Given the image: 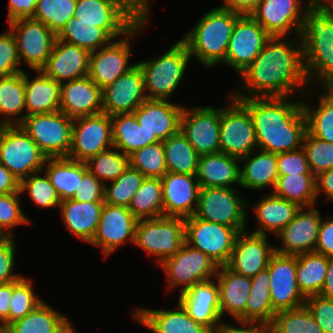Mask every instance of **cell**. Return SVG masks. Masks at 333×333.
<instances>
[{
    "label": "cell",
    "instance_id": "53",
    "mask_svg": "<svg viewBox=\"0 0 333 333\" xmlns=\"http://www.w3.org/2000/svg\"><path fill=\"white\" fill-rule=\"evenodd\" d=\"M42 171L31 174L30 176L19 181V192H27L35 205L40 208L59 207L61 199L51 184L47 174ZM41 176H40V175ZM44 175V176H43Z\"/></svg>",
    "mask_w": 333,
    "mask_h": 333
},
{
    "label": "cell",
    "instance_id": "56",
    "mask_svg": "<svg viewBox=\"0 0 333 333\" xmlns=\"http://www.w3.org/2000/svg\"><path fill=\"white\" fill-rule=\"evenodd\" d=\"M302 148L305 150L311 172L317 176L333 168V143L305 133Z\"/></svg>",
    "mask_w": 333,
    "mask_h": 333
},
{
    "label": "cell",
    "instance_id": "27",
    "mask_svg": "<svg viewBox=\"0 0 333 333\" xmlns=\"http://www.w3.org/2000/svg\"><path fill=\"white\" fill-rule=\"evenodd\" d=\"M60 111L74 119L102 110V89L88 76L60 83Z\"/></svg>",
    "mask_w": 333,
    "mask_h": 333
},
{
    "label": "cell",
    "instance_id": "20",
    "mask_svg": "<svg viewBox=\"0 0 333 333\" xmlns=\"http://www.w3.org/2000/svg\"><path fill=\"white\" fill-rule=\"evenodd\" d=\"M138 219L128 207L104 203L96 233L90 244L100 247L105 257L122 244L135 242Z\"/></svg>",
    "mask_w": 333,
    "mask_h": 333
},
{
    "label": "cell",
    "instance_id": "9",
    "mask_svg": "<svg viewBox=\"0 0 333 333\" xmlns=\"http://www.w3.org/2000/svg\"><path fill=\"white\" fill-rule=\"evenodd\" d=\"M46 159L20 125L0 126V163L19 181L42 171Z\"/></svg>",
    "mask_w": 333,
    "mask_h": 333
},
{
    "label": "cell",
    "instance_id": "10",
    "mask_svg": "<svg viewBox=\"0 0 333 333\" xmlns=\"http://www.w3.org/2000/svg\"><path fill=\"white\" fill-rule=\"evenodd\" d=\"M19 125L47 158L68 157L73 119L62 111L28 115Z\"/></svg>",
    "mask_w": 333,
    "mask_h": 333
},
{
    "label": "cell",
    "instance_id": "46",
    "mask_svg": "<svg viewBox=\"0 0 333 333\" xmlns=\"http://www.w3.org/2000/svg\"><path fill=\"white\" fill-rule=\"evenodd\" d=\"M167 172L196 175L200 155L179 131L163 141Z\"/></svg>",
    "mask_w": 333,
    "mask_h": 333
},
{
    "label": "cell",
    "instance_id": "25",
    "mask_svg": "<svg viewBox=\"0 0 333 333\" xmlns=\"http://www.w3.org/2000/svg\"><path fill=\"white\" fill-rule=\"evenodd\" d=\"M161 182L165 217L185 219L195 215L200 190L196 175L167 172Z\"/></svg>",
    "mask_w": 333,
    "mask_h": 333
},
{
    "label": "cell",
    "instance_id": "30",
    "mask_svg": "<svg viewBox=\"0 0 333 333\" xmlns=\"http://www.w3.org/2000/svg\"><path fill=\"white\" fill-rule=\"evenodd\" d=\"M177 309H147L137 307L134 319L153 333H212L204 325L195 322L178 302Z\"/></svg>",
    "mask_w": 333,
    "mask_h": 333
},
{
    "label": "cell",
    "instance_id": "49",
    "mask_svg": "<svg viewBox=\"0 0 333 333\" xmlns=\"http://www.w3.org/2000/svg\"><path fill=\"white\" fill-rule=\"evenodd\" d=\"M144 179L145 176L140 171L129 165L110 185L108 182L104 184V203L129 208Z\"/></svg>",
    "mask_w": 333,
    "mask_h": 333
},
{
    "label": "cell",
    "instance_id": "19",
    "mask_svg": "<svg viewBox=\"0 0 333 333\" xmlns=\"http://www.w3.org/2000/svg\"><path fill=\"white\" fill-rule=\"evenodd\" d=\"M270 274V293L273 310H290L305 305L296 279L297 256L274 252L266 268Z\"/></svg>",
    "mask_w": 333,
    "mask_h": 333
},
{
    "label": "cell",
    "instance_id": "8",
    "mask_svg": "<svg viewBox=\"0 0 333 333\" xmlns=\"http://www.w3.org/2000/svg\"><path fill=\"white\" fill-rule=\"evenodd\" d=\"M149 16L146 14L122 39L90 52L88 77L101 89L113 83L136 65V63H129L132 50L130 41L134 42L139 31L146 27L149 23Z\"/></svg>",
    "mask_w": 333,
    "mask_h": 333
},
{
    "label": "cell",
    "instance_id": "45",
    "mask_svg": "<svg viewBox=\"0 0 333 333\" xmlns=\"http://www.w3.org/2000/svg\"><path fill=\"white\" fill-rule=\"evenodd\" d=\"M57 38L93 52L115 40L104 28L93 23L80 22L72 17L57 35Z\"/></svg>",
    "mask_w": 333,
    "mask_h": 333
},
{
    "label": "cell",
    "instance_id": "35",
    "mask_svg": "<svg viewBox=\"0 0 333 333\" xmlns=\"http://www.w3.org/2000/svg\"><path fill=\"white\" fill-rule=\"evenodd\" d=\"M300 208L296 203L278 197L272 192L269 193L262 197L255 207L253 206L255 219L259 226L252 233L266 236V233L271 232L276 236L294 219Z\"/></svg>",
    "mask_w": 333,
    "mask_h": 333
},
{
    "label": "cell",
    "instance_id": "71",
    "mask_svg": "<svg viewBox=\"0 0 333 333\" xmlns=\"http://www.w3.org/2000/svg\"><path fill=\"white\" fill-rule=\"evenodd\" d=\"M135 1L147 14H150V0H133Z\"/></svg>",
    "mask_w": 333,
    "mask_h": 333
},
{
    "label": "cell",
    "instance_id": "54",
    "mask_svg": "<svg viewBox=\"0 0 333 333\" xmlns=\"http://www.w3.org/2000/svg\"><path fill=\"white\" fill-rule=\"evenodd\" d=\"M32 279L24 275L12 282V298L9 309V324L22 319L44 301L34 293Z\"/></svg>",
    "mask_w": 333,
    "mask_h": 333
},
{
    "label": "cell",
    "instance_id": "59",
    "mask_svg": "<svg viewBox=\"0 0 333 333\" xmlns=\"http://www.w3.org/2000/svg\"><path fill=\"white\" fill-rule=\"evenodd\" d=\"M305 306L313 315L323 333H333V300L320 295L309 296Z\"/></svg>",
    "mask_w": 333,
    "mask_h": 333
},
{
    "label": "cell",
    "instance_id": "63",
    "mask_svg": "<svg viewBox=\"0 0 333 333\" xmlns=\"http://www.w3.org/2000/svg\"><path fill=\"white\" fill-rule=\"evenodd\" d=\"M36 3L37 0H9L8 23L21 18H32Z\"/></svg>",
    "mask_w": 333,
    "mask_h": 333
},
{
    "label": "cell",
    "instance_id": "58",
    "mask_svg": "<svg viewBox=\"0 0 333 333\" xmlns=\"http://www.w3.org/2000/svg\"><path fill=\"white\" fill-rule=\"evenodd\" d=\"M279 176L314 175L311 172L306 152L303 148L277 154Z\"/></svg>",
    "mask_w": 333,
    "mask_h": 333
},
{
    "label": "cell",
    "instance_id": "72",
    "mask_svg": "<svg viewBox=\"0 0 333 333\" xmlns=\"http://www.w3.org/2000/svg\"><path fill=\"white\" fill-rule=\"evenodd\" d=\"M0 333H10L9 330L5 327H0Z\"/></svg>",
    "mask_w": 333,
    "mask_h": 333
},
{
    "label": "cell",
    "instance_id": "60",
    "mask_svg": "<svg viewBox=\"0 0 333 333\" xmlns=\"http://www.w3.org/2000/svg\"><path fill=\"white\" fill-rule=\"evenodd\" d=\"M16 243L13 237L0 239V285L13 282L22 276L13 273L15 268Z\"/></svg>",
    "mask_w": 333,
    "mask_h": 333
},
{
    "label": "cell",
    "instance_id": "28",
    "mask_svg": "<svg viewBox=\"0 0 333 333\" xmlns=\"http://www.w3.org/2000/svg\"><path fill=\"white\" fill-rule=\"evenodd\" d=\"M90 52L74 44L56 39L51 55L40 69L56 82L88 76Z\"/></svg>",
    "mask_w": 333,
    "mask_h": 333
},
{
    "label": "cell",
    "instance_id": "5",
    "mask_svg": "<svg viewBox=\"0 0 333 333\" xmlns=\"http://www.w3.org/2000/svg\"><path fill=\"white\" fill-rule=\"evenodd\" d=\"M190 59L187 46L178 40L161 56L136 62L143 74L147 99H171L185 75Z\"/></svg>",
    "mask_w": 333,
    "mask_h": 333
},
{
    "label": "cell",
    "instance_id": "24",
    "mask_svg": "<svg viewBox=\"0 0 333 333\" xmlns=\"http://www.w3.org/2000/svg\"><path fill=\"white\" fill-rule=\"evenodd\" d=\"M321 220V213L315 206L300 208L294 219L275 236L282 244L275 246V251L295 256L315 252Z\"/></svg>",
    "mask_w": 333,
    "mask_h": 333
},
{
    "label": "cell",
    "instance_id": "34",
    "mask_svg": "<svg viewBox=\"0 0 333 333\" xmlns=\"http://www.w3.org/2000/svg\"><path fill=\"white\" fill-rule=\"evenodd\" d=\"M240 161L244 162L243 168H240L241 187L263 190L268 186L274 189L279 176L276 153L256 149Z\"/></svg>",
    "mask_w": 333,
    "mask_h": 333
},
{
    "label": "cell",
    "instance_id": "44",
    "mask_svg": "<svg viewBox=\"0 0 333 333\" xmlns=\"http://www.w3.org/2000/svg\"><path fill=\"white\" fill-rule=\"evenodd\" d=\"M272 193L278 197L296 203L301 208L314 207L317 199L315 175L278 176Z\"/></svg>",
    "mask_w": 333,
    "mask_h": 333
},
{
    "label": "cell",
    "instance_id": "3",
    "mask_svg": "<svg viewBox=\"0 0 333 333\" xmlns=\"http://www.w3.org/2000/svg\"><path fill=\"white\" fill-rule=\"evenodd\" d=\"M299 37L309 85L333 87V6H310Z\"/></svg>",
    "mask_w": 333,
    "mask_h": 333
},
{
    "label": "cell",
    "instance_id": "40",
    "mask_svg": "<svg viewBox=\"0 0 333 333\" xmlns=\"http://www.w3.org/2000/svg\"><path fill=\"white\" fill-rule=\"evenodd\" d=\"M0 114L6 116L0 126L19 125L26 117L25 71L0 77Z\"/></svg>",
    "mask_w": 333,
    "mask_h": 333
},
{
    "label": "cell",
    "instance_id": "69",
    "mask_svg": "<svg viewBox=\"0 0 333 333\" xmlns=\"http://www.w3.org/2000/svg\"><path fill=\"white\" fill-rule=\"evenodd\" d=\"M320 296L333 300V258H328V269Z\"/></svg>",
    "mask_w": 333,
    "mask_h": 333
},
{
    "label": "cell",
    "instance_id": "4",
    "mask_svg": "<svg viewBox=\"0 0 333 333\" xmlns=\"http://www.w3.org/2000/svg\"><path fill=\"white\" fill-rule=\"evenodd\" d=\"M241 14L216 7L203 14L196 25L180 40L187 46L191 58L212 68L224 63L230 37Z\"/></svg>",
    "mask_w": 333,
    "mask_h": 333
},
{
    "label": "cell",
    "instance_id": "15",
    "mask_svg": "<svg viewBox=\"0 0 333 333\" xmlns=\"http://www.w3.org/2000/svg\"><path fill=\"white\" fill-rule=\"evenodd\" d=\"M20 64L22 62L32 70H40L51 55L57 35L45 24L32 18H21L9 22Z\"/></svg>",
    "mask_w": 333,
    "mask_h": 333
},
{
    "label": "cell",
    "instance_id": "14",
    "mask_svg": "<svg viewBox=\"0 0 333 333\" xmlns=\"http://www.w3.org/2000/svg\"><path fill=\"white\" fill-rule=\"evenodd\" d=\"M169 288L181 286L180 293L194 284L215 278L218 266L205 253L183 243L181 249L160 264ZM183 285V286H182Z\"/></svg>",
    "mask_w": 333,
    "mask_h": 333
},
{
    "label": "cell",
    "instance_id": "39",
    "mask_svg": "<svg viewBox=\"0 0 333 333\" xmlns=\"http://www.w3.org/2000/svg\"><path fill=\"white\" fill-rule=\"evenodd\" d=\"M86 170L85 162L58 157L46 159L43 173L47 174L62 201L73 198Z\"/></svg>",
    "mask_w": 333,
    "mask_h": 333
},
{
    "label": "cell",
    "instance_id": "48",
    "mask_svg": "<svg viewBox=\"0 0 333 333\" xmlns=\"http://www.w3.org/2000/svg\"><path fill=\"white\" fill-rule=\"evenodd\" d=\"M269 327L270 333H323L305 305L277 312Z\"/></svg>",
    "mask_w": 333,
    "mask_h": 333
},
{
    "label": "cell",
    "instance_id": "66",
    "mask_svg": "<svg viewBox=\"0 0 333 333\" xmlns=\"http://www.w3.org/2000/svg\"><path fill=\"white\" fill-rule=\"evenodd\" d=\"M317 198L321 193L327 200L333 201V168L316 176Z\"/></svg>",
    "mask_w": 333,
    "mask_h": 333
},
{
    "label": "cell",
    "instance_id": "26",
    "mask_svg": "<svg viewBox=\"0 0 333 333\" xmlns=\"http://www.w3.org/2000/svg\"><path fill=\"white\" fill-rule=\"evenodd\" d=\"M178 302L195 322L204 325L211 332L223 324L219 288L211 279L196 283L180 293Z\"/></svg>",
    "mask_w": 333,
    "mask_h": 333
},
{
    "label": "cell",
    "instance_id": "6",
    "mask_svg": "<svg viewBox=\"0 0 333 333\" xmlns=\"http://www.w3.org/2000/svg\"><path fill=\"white\" fill-rule=\"evenodd\" d=\"M146 14L133 0H77L74 17L104 28L115 39L126 35Z\"/></svg>",
    "mask_w": 333,
    "mask_h": 333
},
{
    "label": "cell",
    "instance_id": "65",
    "mask_svg": "<svg viewBox=\"0 0 333 333\" xmlns=\"http://www.w3.org/2000/svg\"><path fill=\"white\" fill-rule=\"evenodd\" d=\"M12 298V282L0 285V327L9 325V309Z\"/></svg>",
    "mask_w": 333,
    "mask_h": 333
},
{
    "label": "cell",
    "instance_id": "38",
    "mask_svg": "<svg viewBox=\"0 0 333 333\" xmlns=\"http://www.w3.org/2000/svg\"><path fill=\"white\" fill-rule=\"evenodd\" d=\"M113 147L126 155L149 144L159 142L136 119L134 113L111 116Z\"/></svg>",
    "mask_w": 333,
    "mask_h": 333
},
{
    "label": "cell",
    "instance_id": "2",
    "mask_svg": "<svg viewBox=\"0 0 333 333\" xmlns=\"http://www.w3.org/2000/svg\"><path fill=\"white\" fill-rule=\"evenodd\" d=\"M236 99L249 110L259 150L278 154L302 148L306 119L301 101L292 102L291 97Z\"/></svg>",
    "mask_w": 333,
    "mask_h": 333
},
{
    "label": "cell",
    "instance_id": "1",
    "mask_svg": "<svg viewBox=\"0 0 333 333\" xmlns=\"http://www.w3.org/2000/svg\"><path fill=\"white\" fill-rule=\"evenodd\" d=\"M298 39L299 42L292 39V43L291 38L288 41L284 36H271L255 60L240 74L246 94L235 91L231 96L293 97L298 93L304 95L306 87L308 94L310 85L304 68L303 45L299 36Z\"/></svg>",
    "mask_w": 333,
    "mask_h": 333
},
{
    "label": "cell",
    "instance_id": "7",
    "mask_svg": "<svg viewBox=\"0 0 333 333\" xmlns=\"http://www.w3.org/2000/svg\"><path fill=\"white\" fill-rule=\"evenodd\" d=\"M184 242V218L164 216L138 220L134 245L156 257L158 265L174 256Z\"/></svg>",
    "mask_w": 333,
    "mask_h": 333
},
{
    "label": "cell",
    "instance_id": "12",
    "mask_svg": "<svg viewBox=\"0 0 333 333\" xmlns=\"http://www.w3.org/2000/svg\"><path fill=\"white\" fill-rule=\"evenodd\" d=\"M229 101L220 112V152L241 159L258 149L254 123L238 99L231 96Z\"/></svg>",
    "mask_w": 333,
    "mask_h": 333
},
{
    "label": "cell",
    "instance_id": "22",
    "mask_svg": "<svg viewBox=\"0 0 333 333\" xmlns=\"http://www.w3.org/2000/svg\"><path fill=\"white\" fill-rule=\"evenodd\" d=\"M274 252L275 246L269 244L267 235L249 234V230H245L238 233L225 266L235 273L252 278L268 267Z\"/></svg>",
    "mask_w": 333,
    "mask_h": 333
},
{
    "label": "cell",
    "instance_id": "55",
    "mask_svg": "<svg viewBox=\"0 0 333 333\" xmlns=\"http://www.w3.org/2000/svg\"><path fill=\"white\" fill-rule=\"evenodd\" d=\"M20 192L0 195V235L13 237L16 226L29 224L31 221L22 211Z\"/></svg>",
    "mask_w": 333,
    "mask_h": 333
},
{
    "label": "cell",
    "instance_id": "13",
    "mask_svg": "<svg viewBox=\"0 0 333 333\" xmlns=\"http://www.w3.org/2000/svg\"><path fill=\"white\" fill-rule=\"evenodd\" d=\"M185 242L209 256L219 266L230 258L238 231L229 226L197 218H185Z\"/></svg>",
    "mask_w": 333,
    "mask_h": 333
},
{
    "label": "cell",
    "instance_id": "62",
    "mask_svg": "<svg viewBox=\"0 0 333 333\" xmlns=\"http://www.w3.org/2000/svg\"><path fill=\"white\" fill-rule=\"evenodd\" d=\"M321 220L315 252L333 258V216Z\"/></svg>",
    "mask_w": 333,
    "mask_h": 333
},
{
    "label": "cell",
    "instance_id": "21",
    "mask_svg": "<svg viewBox=\"0 0 333 333\" xmlns=\"http://www.w3.org/2000/svg\"><path fill=\"white\" fill-rule=\"evenodd\" d=\"M302 0H260L250 14L270 36H284L289 32L300 35L305 11L310 7Z\"/></svg>",
    "mask_w": 333,
    "mask_h": 333
},
{
    "label": "cell",
    "instance_id": "37",
    "mask_svg": "<svg viewBox=\"0 0 333 333\" xmlns=\"http://www.w3.org/2000/svg\"><path fill=\"white\" fill-rule=\"evenodd\" d=\"M6 328L10 333H76L71 321L45 301Z\"/></svg>",
    "mask_w": 333,
    "mask_h": 333
},
{
    "label": "cell",
    "instance_id": "42",
    "mask_svg": "<svg viewBox=\"0 0 333 333\" xmlns=\"http://www.w3.org/2000/svg\"><path fill=\"white\" fill-rule=\"evenodd\" d=\"M320 88L324 93L320 96L317 107L302 102L306 132L320 140L333 143V87Z\"/></svg>",
    "mask_w": 333,
    "mask_h": 333
},
{
    "label": "cell",
    "instance_id": "29",
    "mask_svg": "<svg viewBox=\"0 0 333 333\" xmlns=\"http://www.w3.org/2000/svg\"><path fill=\"white\" fill-rule=\"evenodd\" d=\"M183 108L169 100L146 99L133 113L140 125L163 142L180 131Z\"/></svg>",
    "mask_w": 333,
    "mask_h": 333
},
{
    "label": "cell",
    "instance_id": "18",
    "mask_svg": "<svg viewBox=\"0 0 333 333\" xmlns=\"http://www.w3.org/2000/svg\"><path fill=\"white\" fill-rule=\"evenodd\" d=\"M220 112L211 106L183 108L180 131L200 156L220 152Z\"/></svg>",
    "mask_w": 333,
    "mask_h": 333
},
{
    "label": "cell",
    "instance_id": "50",
    "mask_svg": "<svg viewBox=\"0 0 333 333\" xmlns=\"http://www.w3.org/2000/svg\"><path fill=\"white\" fill-rule=\"evenodd\" d=\"M77 0H37L32 19L42 22L56 35L74 17Z\"/></svg>",
    "mask_w": 333,
    "mask_h": 333
},
{
    "label": "cell",
    "instance_id": "17",
    "mask_svg": "<svg viewBox=\"0 0 333 333\" xmlns=\"http://www.w3.org/2000/svg\"><path fill=\"white\" fill-rule=\"evenodd\" d=\"M270 34L251 16L241 15L235 22L224 63L239 75L259 55Z\"/></svg>",
    "mask_w": 333,
    "mask_h": 333
},
{
    "label": "cell",
    "instance_id": "68",
    "mask_svg": "<svg viewBox=\"0 0 333 333\" xmlns=\"http://www.w3.org/2000/svg\"><path fill=\"white\" fill-rule=\"evenodd\" d=\"M19 191V180L0 163V195Z\"/></svg>",
    "mask_w": 333,
    "mask_h": 333
},
{
    "label": "cell",
    "instance_id": "43",
    "mask_svg": "<svg viewBox=\"0 0 333 333\" xmlns=\"http://www.w3.org/2000/svg\"><path fill=\"white\" fill-rule=\"evenodd\" d=\"M252 285L245 309V322L270 325L276 312L270 293V274L267 269L251 278Z\"/></svg>",
    "mask_w": 333,
    "mask_h": 333
},
{
    "label": "cell",
    "instance_id": "16",
    "mask_svg": "<svg viewBox=\"0 0 333 333\" xmlns=\"http://www.w3.org/2000/svg\"><path fill=\"white\" fill-rule=\"evenodd\" d=\"M113 147L111 116L106 113L73 119L68 158L86 162Z\"/></svg>",
    "mask_w": 333,
    "mask_h": 333
},
{
    "label": "cell",
    "instance_id": "33",
    "mask_svg": "<svg viewBox=\"0 0 333 333\" xmlns=\"http://www.w3.org/2000/svg\"><path fill=\"white\" fill-rule=\"evenodd\" d=\"M103 206L104 203L79 202L70 198L62 200L59 208L71 236L90 243L96 233Z\"/></svg>",
    "mask_w": 333,
    "mask_h": 333
},
{
    "label": "cell",
    "instance_id": "64",
    "mask_svg": "<svg viewBox=\"0 0 333 333\" xmlns=\"http://www.w3.org/2000/svg\"><path fill=\"white\" fill-rule=\"evenodd\" d=\"M240 326H231L226 322L212 333H270L269 325L263 323L240 322Z\"/></svg>",
    "mask_w": 333,
    "mask_h": 333
},
{
    "label": "cell",
    "instance_id": "32",
    "mask_svg": "<svg viewBox=\"0 0 333 333\" xmlns=\"http://www.w3.org/2000/svg\"><path fill=\"white\" fill-rule=\"evenodd\" d=\"M240 163L239 158L222 152L201 155L196 173L200 188L240 186Z\"/></svg>",
    "mask_w": 333,
    "mask_h": 333
},
{
    "label": "cell",
    "instance_id": "11",
    "mask_svg": "<svg viewBox=\"0 0 333 333\" xmlns=\"http://www.w3.org/2000/svg\"><path fill=\"white\" fill-rule=\"evenodd\" d=\"M236 188L205 187L199 190L198 207L195 216L235 228L238 232L247 230L248 202Z\"/></svg>",
    "mask_w": 333,
    "mask_h": 333
},
{
    "label": "cell",
    "instance_id": "23",
    "mask_svg": "<svg viewBox=\"0 0 333 333\" xmlns=\"http://www.w3.org/2000/svg\"><path fill=\"white\" fill-rule=\"evenodd\" d=\"M146 99L143 74L136 63L102 89V110L109 116L133 113Z\"/></svg>",
    "mask_w": 333,
    "mask_h": 333
},
{
    "label": "cell",
    "instance_id": "70",
    "mask_svg": "<svg viewBox=\"0 0 333 333\" xmlns=\"http://www.w3.org/2000/svg\"><path fill=\"white\" fill-rule=\"evenodd\" d=\"M311 7H319V6H333V0H308V2H304Z\"/></svg>",
    "mask_w": 333,
    "mask_h": 333
},
{
    "label": "cell",
    "instance_id": "57",
    "mask_svg": "<svg viewBox=\"0 0 333 333\" xmlns=\"http://www.w3.org/2000/svg\"><path fill=\"white\" fill-rule=\"evenodd\" d=\"M20 59L12 31L0 34V77L21 73Z\"/></svg>",
    "mask_w": 333,
    "mask_h": 333
},
{
    "label": "cell",
    "instance_id": "36",
    "mask_svg": "<svg viewBox=\"0 0 333 333\" xmlns=\"http://www.w3.org/2000/svg\"><path fill=\"white\" fill-rule=\"evenodd\" d=\"M37 76L28 77L25 71L26 116L46 114L60 109V83L49 78L41 70H34Z\"/></svg>",
    "mask_w": 333,
    "mask_h": 333
},
{
    "label": "cell",
    "instance_id": "67",
    "mask_svg": "<svg viewBox=\"0 0 333 333\" xmlns=\"http://www.w3.org/2000/svg\"><path fill=\"white\" fill-rule=\"evenodd\" d=\"M224 5L219 7L239 13L241 15H250L260 0H224Z\"/></svg>",
    "mask_w": 333,
    "mask_h": 333
},
{
    "label": "cell",
    "instance_id": "61",
    "mask_svg": "<svg viewBox=\"0 0 333 333\" xmlns=\"http://www.w3.org/2000/svg\"><path fill=\"white\" fill-rule=\"evenodd\" d=\"M72 199L79 202L104 203V184L87 169Z\"/></svg>",
    "mask_w": 333,
    "mask_h": 333
},
{
    "label": "cell",
    "instance_id": "41",
    "mask_svg": "<svg viewBox=\"0 0 333 333\" xmlns=\"http://www.w3.org/2000/svg\"><path fill=\"white\" fill-rule=\"evenodd\" d=\"M327 269L328 258L323 254L308 252L297 255V285L305 298L320 295Z\"/></svg>",
    "mask_w": 333,
    "mask_h": 333
},
{
    "label": "cell",
    "instance_id": "52",
    "mask_svg": "<svg viewBox=\"0 0 333 333\" xmlns=\"http://www.w3.org/2000/svg\"><path fill=\"white\" fill-rule=\"evenodd\" d=\"M130 166L145 177L162 178L167 173L163 142H155L129 155Z\"/></svg>",
    "mask_w": 333,
    "mask_h": 333
},
{
    "label": "cell",
    "instance_id": "47",
    "mask_svg": "<svg viewBox=\"0 0 333 333\" xmlns=\"http://www.w3.org/2000/svg\"><path fill=\"white\" fill-rule=\"evenodd\" d=\"M129 209L138 220L164 217L161 178L145 177Z\"/></svg>",
    "mask_w": 333,
    "mask_h": 333
},
{
    "label": "cell",
    "instance_id": "51",
    "mask_svg": "<svg viewBox=\"0 0 333 333\" xmlns=\"http://www.w3.org/2000/svg\"><path fill=\"white\" fill-rule=\"evenodd\" d=\"M85 163L87 169L103 184L117 179L130 165L129 156L115 147L100 152Z\"/></svg>",
    "mask_w": 333,
    "mask_h": 333
},
{
    "label": "cell",
    "instance_id": "31",
    "mask_svg": "<svg viewBox=\"0 0 333 333\" xmlns=\"http://www.w3.org/2000/svg\"><path fill=\"white\" fill-rule=\"evenodd\" d=\"M214 279L219 288L222 317L227 312L239 323L245 322V309L252 285L251 278L235 273L226 266H219Z\"/></svg>",
    "mask_w": 333,
    "mask_h": 333
}]
</instances>
